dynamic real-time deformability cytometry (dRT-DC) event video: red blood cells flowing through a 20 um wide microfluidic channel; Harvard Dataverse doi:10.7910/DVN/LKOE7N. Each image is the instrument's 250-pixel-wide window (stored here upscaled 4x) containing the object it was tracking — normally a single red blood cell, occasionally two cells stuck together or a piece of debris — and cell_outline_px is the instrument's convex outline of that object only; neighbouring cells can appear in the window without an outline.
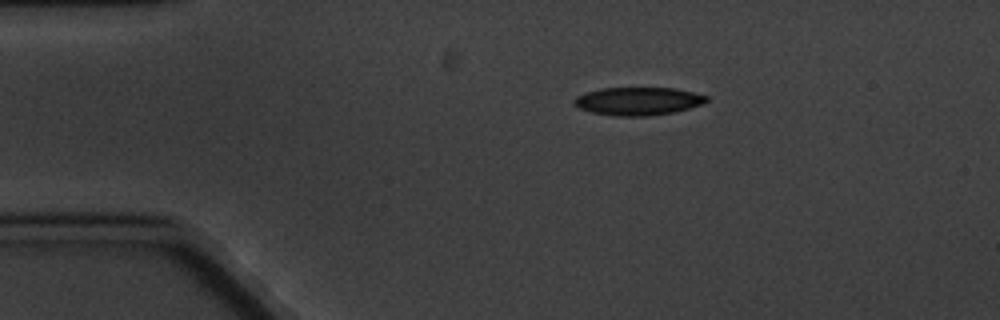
{"species": "common noctule bat (a hibernating species)", "species_latin": "Nyctalus noctula", "temperature_condition": "cold", "stored_images_in_passage": 3, "camera_frame_rate_fps": 3000, "um_per_image_px": 0.085, "animal": {"sex": "male", "body_mass_g": 20.1, "forearm_length_mm": 53.5}, "frame": {"image": 1, "passage_image": 2, "time_ms": 1.333, "image_size_px": [1000, 320], "cell_outline_px": [[708, 100], [704, 104], [672, 112], [648, 116], [616, 116], [592, 112], [580, 108], [572, 100], [576, 96], [600, 88], [676, 88], [708, 96]], "centroid_in_image_um": [54.25, 8.59], "position_along_channel_um": 30.7, "area_um2": 21.44}}